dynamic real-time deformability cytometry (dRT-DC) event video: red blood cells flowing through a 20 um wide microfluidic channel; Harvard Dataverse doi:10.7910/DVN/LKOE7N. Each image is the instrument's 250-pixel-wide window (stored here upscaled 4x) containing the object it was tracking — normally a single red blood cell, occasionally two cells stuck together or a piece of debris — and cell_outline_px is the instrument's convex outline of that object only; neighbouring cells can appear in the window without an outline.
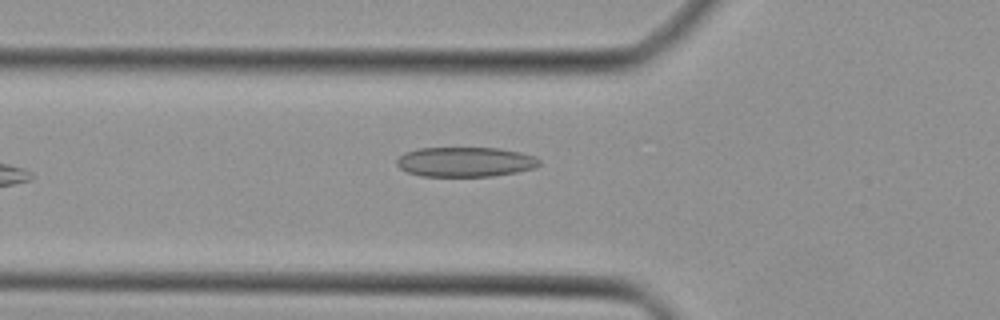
{"species": "Egyptian fruit bat (a non-hibernating species)", "species_latin": "Rousettus aegyptiacus", "temperature_condition": "cold", "stored_images_in_passage": 31, "camera_frame_rate_fps": 3000, "um_per_image_px": 0.085, "animal": {"sex": "female"}, "frame": {"image": 1, "passage_image": 2, "time_ms": 0.333, "image_size_px": [1000, 320], "cell_outline_px": [[540, 164], [532, 168], [516, 172], [492, 176], [420, 176], [408, 172], [400, 168], [396, 164], [396, 160], [404, 152], [416, 148], [500, 148], [520, 152], [536, 156], [540, 160]], "centroid_in_image_um": [39.53, 13.75], "position_along_channel_um": 86.3, "area_um2": 24.8}}
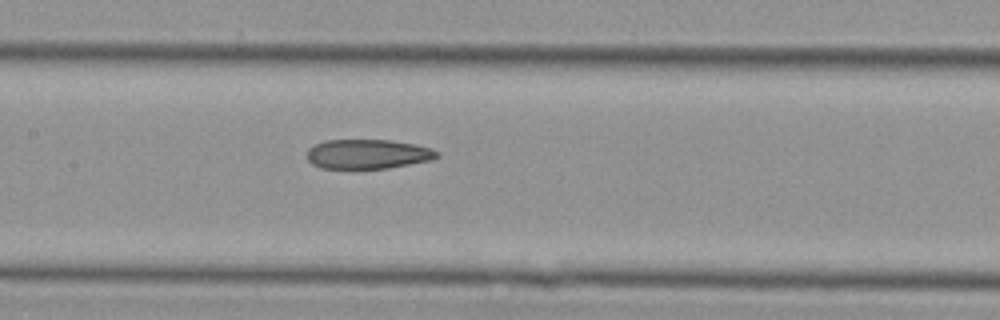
{"frame": {"image": 2, "passage_image": 8, "time_ms": 2.333, "image_size_px": [1000, 320], "cell_outline_px": [[440, 156], [432, 160], [388, 168], [320, 168], [312, 164], [308, 160], [308, 148], [324, 140], [388, 140], [416, 144], [432, 148], [440, 152]], "centroid_in_image_um": [31.3, 13.09], "position_along_channel_um": 176.1, "area_um2": 22.43}}
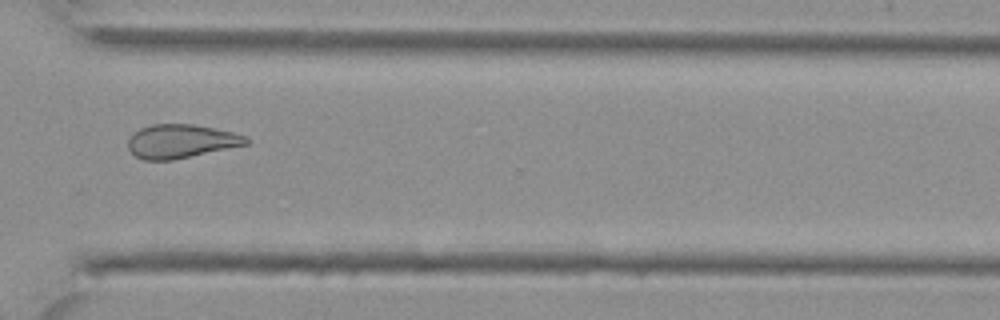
{"frame": {"image": 3, "passage_image": 20, "time_ms": 6.333, "image_size_px": [1000, 320], "cell_outline_px": [[252, 140], [248, 144], [172, 160], [144, 160], [136, 156], [128, 148], [128, 140], [140, 128], [152, 124], [192, 124], [232, 132], [248, 136]], "centroid_in_image_um": [15.41, 12.0], "position_along_channel_um": 355.2, "area_um2": 23.0}}